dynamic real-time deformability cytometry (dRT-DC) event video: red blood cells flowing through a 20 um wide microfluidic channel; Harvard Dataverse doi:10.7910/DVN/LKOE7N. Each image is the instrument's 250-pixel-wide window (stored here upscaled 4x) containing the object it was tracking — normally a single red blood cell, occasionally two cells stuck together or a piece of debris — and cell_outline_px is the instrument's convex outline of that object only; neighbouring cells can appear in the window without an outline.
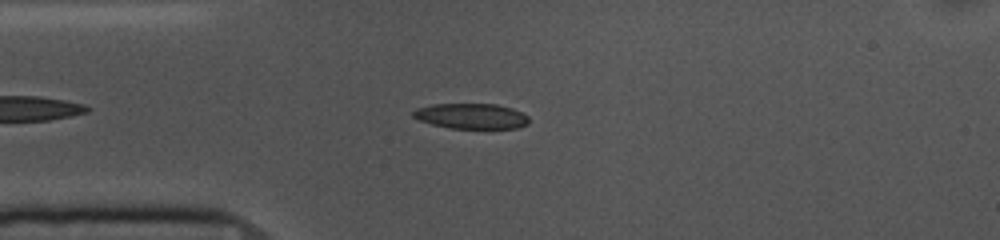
{"species": "common noctule bat (a hibernating species)", "species_latin": "Nyctalus noctula", "temperature_condition": "cold", "stored_images_in_passage": 45, "camera_frame_rate_fps": 3000, "um_per_image_px": 0.085, "animal": {"sex": "female", "body_mass_g": 10.0, "forearm_length_mm": 53.1}, "frame": {"image": 1, "passage_image": 7, "time_ms": 2.0, "image_size_px": [1000, 240], "cell_outline_px": [[528, 124], [516, 128], [448, 128], [432, 124], [420, 120], [412, 116], [412, 112], [416, 108], [432, 104], [496, 104], [512, 108], [528, 116]], "centroid_in_image_um": [40.04, 9.86], "position_along_channel_um": 45.0, "area_um2": 17.05}}
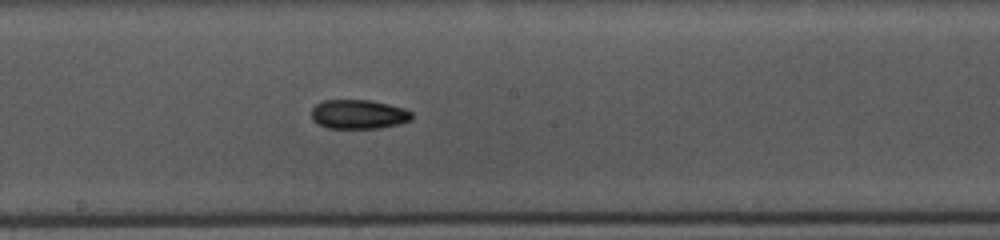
{"frame": {"image": 2, "passage_image": 22, "time_ms": 7.0, "image_size_px": [1000, 240], "cell_outline_px": [[412, 120], [400, 124], [380, 128], [328, 128], [316, 124], [312, 120], [312, 108], [316, 104], [324, 100], [372, 100], [404, 108], [412, 112]], "centroid_in_image_um": [30.48, 9.72], "position_along_channel_um": 217.7, "area_um2": 17.28}}
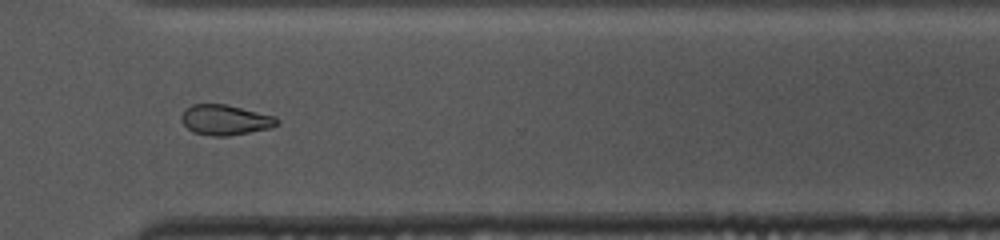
{"frame": {"image": 3, "passage_image": 33, "time_ms": 10.667, "image_size_px": [1000, 240], "cell_outline_px": [[280, 120], [272, 128], [228, 136], [212, 136], [192, 132], [180, 120], [180, 116], [184, 108], [192, 104], [224, 104], [276, 116]], "centroid_in_image_um": [19.12, 10.19], "position_along_channel_um": 351.5, "area_um2": 16.99}, "authors_computed_cell_mechanics": {"area_um2": 17.1666, "velocity_mm_per_s": 3.6545, "shape_relaxation_time_tau1_ms": 3.8291, "shape_relaxation_time_tau2_ms": null, "deformation_change_tau1": 0.1071, "deformation_change_tau2": null}}